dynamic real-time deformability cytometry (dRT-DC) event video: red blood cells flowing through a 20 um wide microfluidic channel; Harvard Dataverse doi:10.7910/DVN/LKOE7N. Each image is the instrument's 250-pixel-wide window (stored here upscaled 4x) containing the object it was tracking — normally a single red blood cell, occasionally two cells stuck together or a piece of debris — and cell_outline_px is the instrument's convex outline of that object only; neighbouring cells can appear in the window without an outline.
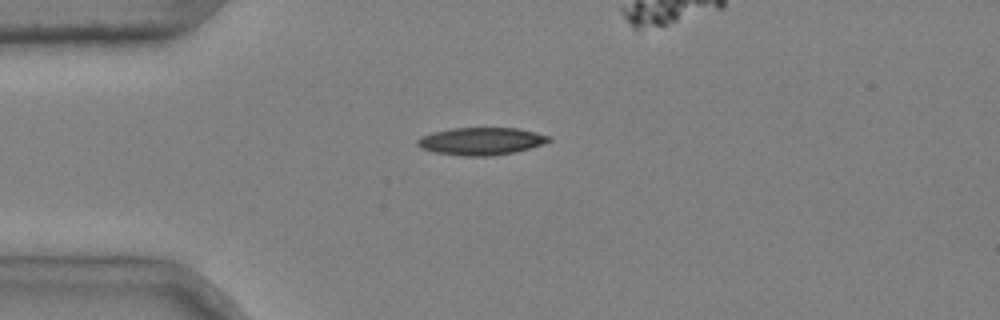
{"species": "common noctule bat (a hibernating species)", "species_latin": "Nyctalus noctula", "temperature_condition": "cold", "stored_images_in_passage": 4, "camera_frame_rate_fps": 3000, "um_per_image_px": 0.085, "animal": {"sex": "male", "body_mass_g": 20.4}, "frame": {"image": 1, "passage_image": 1, "time_ms": 0.0, "image_size_px": [1000, 320], "cell_outline_px": [[552, 140], [544, 144], [516, 152], [492, 156], [464, 156], [436, 152], [420, 148], [416, 144], [416, 140], [420, 136], [432, 132], [452, 128], [516, 128], [552, 136]], "centroid_in_image_um": [40.9, 12.0], "position_along_channel_um": 44.1, "area_um2": 21.21}}